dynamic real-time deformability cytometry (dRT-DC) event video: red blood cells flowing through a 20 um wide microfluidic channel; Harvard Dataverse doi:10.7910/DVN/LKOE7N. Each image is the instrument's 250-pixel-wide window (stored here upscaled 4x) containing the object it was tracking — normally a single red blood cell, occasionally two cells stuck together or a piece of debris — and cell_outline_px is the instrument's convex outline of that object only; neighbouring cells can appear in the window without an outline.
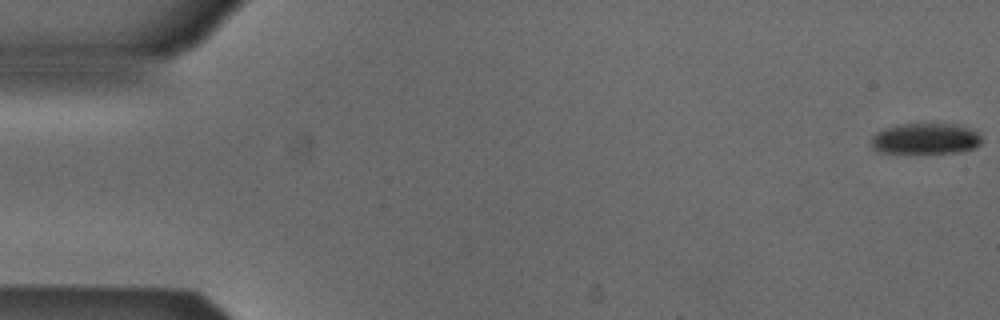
{"species": "Egyptian fruit bat (a non-hibernating species)", "species_latin": "Rousettus aegyptiacus", "temperature_condition": "cold", "stored_images_in_passage": 54, "camera_frame_rate_fps": 3000, "um_per_image_px": 0.085, "animal": {"sex": "male"}, "frame": {"image": 1, "passage_image": 1, "time_ms": 0.0, "image_size_px": [1000, 320], "cell_outline_px": [[984, 140], [976, 148], [956, 152], [884, 152], [876, 148], [872, 144], [872, 136], [876, 132], [884, 128], [896, 124], [956, 124], [968, 128], [976, 132]], "centroid_in_image_um": [78.71, 11.77], "position_along_channel_um": 6.3, "area_um2": 19.59}}
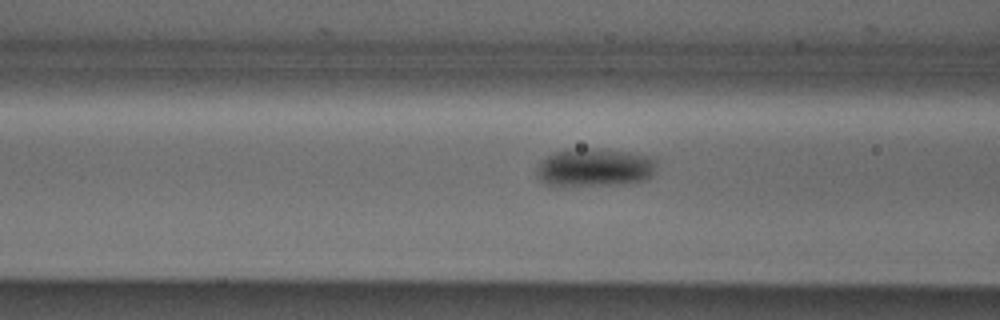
{"frame": {"image": 2, "passage_image": 21, "time_ms": 6.667, "image_size_px": [1000, 320], "cell_outline_px": [[656, 164], [652, 176], [648, 180], [624, 184], [572, 188], [560, 188], [544, 184], [536, 176], [536, 168], [540, 160], [552, 152], [568, 148], [600, 148], [628, 152], [652, 156], [656, 160]], "centroid_in_image_um": [50.47, 14.27], "position_along_channel_um": 116.1, "area_um2": 28.26}}
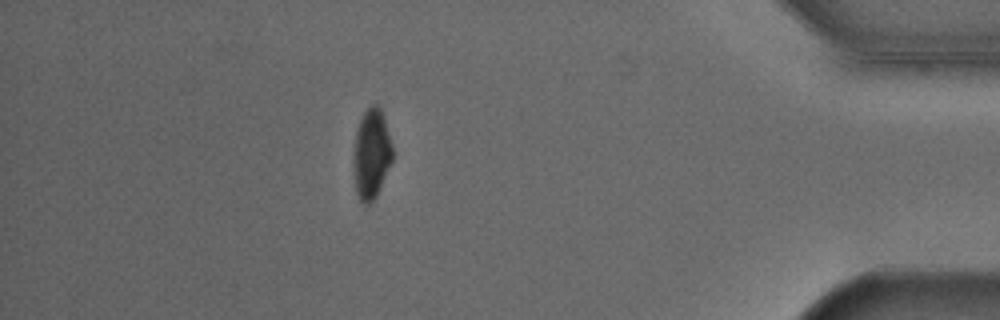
{"frame": {"image": 3, "passage_image": 47, "time_ms": 15.333, "image_size_px": [1000, 320], "cell_outline_px": [[392, 160], [380, 188], [372, 204], [360, 204], [356, 192], [352, 164], [352, 160], [356, 132], [360, 120], [364, 112], [372, 104], [376, 104], [380, 108], [384, 116], [392, 144]], "centroid_in_image_um": [31.55, 13.12], "position_along_channel_um": 403.6, "area_um2": 20.69}, "authors_computed_cell_mechanics": {"area_um2": 23.409, "velocity_mm_per_s": 3.8769, "shape_relaxation_time_tau1_ms": 3.6407, "shape_relaxation_time_tau2_ms": null, "deformation_change_tau1": 0.082, "deformation_change_tau2": null}}